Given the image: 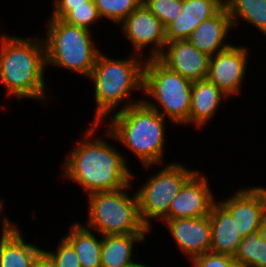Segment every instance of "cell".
Masks as SVG:
<instances>
[{
  "label": "cell",
  "instance_id": "cell-27",
  "mask_svg": "<svg viewBox=\"0 0 266 267\" xmlns=\"http://www.w3.org/2000/svg\"><path fill=\"white\" fill-rule=\"evenodd\" d=\"M56 262L57 267H81L73 245L63 236L55 251L45 250Z\"/></svg>",
  "mask_w": 266,
  "mask_h": 267
},
{
  "label": "cell",
  "instance_id": "cell-20",
  "mask_svg": "<svg viewBox=\"0 0 266 267\" xmlns=\"http://www.w3.org/2000/svg\"><path fill=\"white\" fill-rule=\"evenodd\" d=\"M146 234L102 235L101 267H123L135 261L134 245L145 242Z\"/></svg>",
  "mask_w": 266,
  "mask_h": 267
},
{
  "label": "cell",
  "instance_id": "cell-2",
  "mask_svg": "<svg viewBox=\"0 0 266 267\" xmlns=\"http://www.w3.org/2000/svg\"><path fill=\"white\" fill-rule=\"evenodd\" d=\"M34 37L0 34V82L10 97L46 103V48L43 37Z\"/></svg>",
  "mask_w": 266,
  "mask_h": 267
},
{
  "label": "cell",
  "instance_id": "cell-8",
  "mask_svg": "<svg viewBox=\"0 0 266 267\" xmlns=\"http://www.w3.org/2000/svg\"><path fill=\"white\" fill-rule=\"evenodd\" d=\"M197 171L188 169L180 162H171L148 176L140 189L136 190L141 220L150 231L153 219L161 222L168 220L171 202Z\"/></svg>",
  "mask_w": 266,
  "mask_h": 267
},
{
  "label": "cell",
  "instance_id": "cell-29",
  "mask_svg": "<svg viewBox=\"0 0 266 267\" xmlns=\"http://www.w3.org/2000/svg\"><path fill=\"white\" fill-rule=\"evenodd\" d=\"M90 0H53V18L64 19L71 11L72 7L87 6Z\"/></svg>",
  "mask_w": 266,
  "mask_h": 267
},
{
  "label": "cell",
  "instance_id": "cell-32",
  "mask_svg": "<svg viewBox=\"0 0 266 267\" xmlns=\"http://www.w3.org/2000/svg\"><path fill=\"white\" fill-rule=\"evenodd\" d=\"M258 234L266 243V219L262 222L261 227L258 229Z\"/></svg>",
  "mask_w": 266,
  "mask_h": 267
},
{
  "label": "cell",
  "instance_id": "cell-17",
  "mask_svg": "<svg viewBox=\"0 0 266 267\" xmlns=\"http://www.w3.org/2000/svg\"><path fill=\"white\" fill-rule=\"evenodd\" d=\"M0 232V267H33L42 249L25 241L16 223H2Z\"/></svg>",
  "mask_w": 266,
  "mask_h": 267
},
{
  "label": "cell",
  "instance_id": "cell-18",
  "mask_svg": "<svg viewBox=\"0 0 266 267\" xmlns=\"http://www.w3.org/2000/svg\"><path fill=\"white\" fill-rule=\"evenodd\" d=\"M227 98L228 96L208 79L193 81L189 125L203 129V126L215 117L223 99Z\"/></svg>",
  "mask_w": 266,
  "mask_h": 267
},
{
  "label": "cell",
  "instance_id": "cell-21",
  "mask_svg": "<svg viewBox=\"0 0 266 267\" xmlns=\"http://www.w3.org/2000/svg\"><path fill=\"white\" fill-rule=\"evenodd\" d=\"M64 237L73 245L81 267H101L102 235L100 239L95 231L88 229L81 222L69 225Z\"/></svg>",
  "mask_w": 266,
  "mask_h": 267
},
{
  "label": "cell",
  "instance_id": "cell-28",
  "mask_svg": "<svg viewBox=\"0 0 266 267\" xmlns=\"http://www.w3.org/2000/svg\"><path fill=\"white\" fill-rule=\"evenodd\" d=\"M190 262L192 267H241L233 256L213 252L198 255Z\"/></svg>",
  "mask_w": 266,
  "mask_h": 267
},
{
  "label": "cell",
  "instance_id": "cell-33",
  "mask_svg": "<svg viewBox=\"0 0 266 267\" xmlns=\"http://www.w3.org/2000/svg\"><path fill=\"white\" fill-rule=\"evenodd\" d=\"M123 267H151V266H149V265L147 266V265H144V264H142L140 262L134 261V262H132V263L126 265V266H123Z\"/></svg>",
  "mask_w": 266,
  "mask_h": 267
},
{
  "label": "cell",
  "instance_id": "cell-11",
  "mask_svg": "<svg viewBox=\"0 0 266 267\" xmlns=\"http://www.w3.org/2000/svg\"><path fill=\"white\" fill-rule=\"evenodd\" d=\"M249 51L245 46L232 44L210 57L207 79L228 97H238L242 93L250 59Z\"/></svg>",
  "mask_w": 266,
  "mask_h": 267
},
{
  "label": "cell",
  "instance_id": "cell-16",
  "mask_svg": "<svg viewBox=\"0 0 266 267\" xmlns=\"http://www.w3.org/2000/svg\"><path fill=\"white\" fill-rule=\"evenodd\" d=\"M232 29V20L224 6L216 15L198 25L187 40L199 51L214 56L232 45L226 42Z\"/></svg>",
  "mask_w": 266,
  "mask_h": 267
},
{
  "label": "cell",
  "instance_id": "cell-31",
  "mask_svg": "<svg viewBox=\"0 0 266 267\" xmlns=\"http://www.w3.org/2000/svg\"><path fill=\"white\" fill-rule=\"evenodd\" d=\"M4 201L0 198V217H2L3 216V218H0V219H2V220H0L1 221V223H13V221H11L7 216H6V214L5 215H3L2 213V210H3V208H4Z\"/></svg>",
  "mask_w": 266,
  "mask_h": 267
},
{
  "label": "cell",
  "instance_id": "cell-19",
  "mask_svg": "<svg viewBox=\"0 0 266 267\" xmlns=\"http://www.w3.org/2000/svg\"><path fill=\"white\" fill-rule=\"evenodd\" d=\"M209 216L212 226L210 252L234 256L242 237L232 215L216 201Z\"/></svg>",
  "mask_w": 266,
  "mask_h": 267
},
{
  "label": "cell",
  "instance_id": "cell-15",
  "mask_svg": "<svg viewBox=\"0 0 266 267\" xmlns=\"http://www.w3.org/2000/svg\"><path fill=\"white\" fill-rule=\"evenodd\" d=\"M224 6V0H183L182 11L165 28L167 42L188 39L198 25L216 15Z\"/></svg>",
  "mask_w": 266,
  "mask_h": 267
},
{
  "label": "cell",
  "instance_id": "cell-7",
  "mask_svg": "<svg viewBox=\"0 0 266 267\" xmlns=\"http://www.w3.org/2000/svg\"><path fill=\"white\" fill-rule=\"evenodd\" d=\"M132 184L88 195L87 225L82 224L101 235L148 234L150 230L139 214L137 193L129 194Z\"/></svg>",
  "mask_w": 266,
  "mask_h": 267
},
{
  "label": "cell",
  "instance_id": "cell-3",
  "mask_svg": "<svg viewBox=\"0 0 266 267\" xmlns=\"http://www.w3.org/2000/svg\"><path fill=\"white\" fill-rule=\"evenodd\" d=\"M110 117L107 118L110 121L105 122L108 128L103 133L104 136L129 149L146 169L165 163V124L169 120L143 100L111 114Z\"/></svg>",
  "mask_w": 266,
  "mask_h": 267
},
{
  "label": "cell",
  "instance_id": "cell-12",
  "mask_svg": "<svg viewBox=\"0 0 266 267\" xmlns=\"http://www.w3.org/2000/svg\"><path fill=\"white\" fill-rule=\"evenodd\" d=\"M208 178L197 171L171 202L168 219L197 218L210 215L217 201Z\"/></svg>",
  "mask_w": 266,
  "mask_h": 267
},
{
  "label": "cell",
  "instance_id": "cell-6",
  "mask_svg": "<svg viewBox=\"0 0 266 267\" xmlns=\"http://www.w3.org/2000/svg\"><path fill=\"white\" fill-rule=\"evenodd\" d=\"M192 84V80L169 69L158 58L145 60L142 93L147 99L143 101L174 125H189ZM149 96L153 100H148Z\"/></svg>",
  "mask_w": 266,
  "mask_h": 267
},
{
  "label": "cell",
  "instance_id": "cell-26",
  "mask_svg": "<svg viewBox=\"0 0 266 267\" xmlns=\"http://www.w3.org/2000/svg\"><path fill=\"white\" fill-rule=\"evenodd\" d=\"M94 0L87 2V6L72 7V11L63 19L66 23L92 31V26L101 20Z\"/></svg>",
  "mask_w": 266,
  "mask_h": 267
},
{
  "label": "cell",
  "instance_id": "cell-10",
  "mask_svg": "<svg viewBox=\"0 0 266 267\" xmlns=\"http://www.w3.org/2000/svg\"><path fill=\"white\" fill-rule=\"evenodd\" d=\"M233 217L242 238L258 233L266 219V188L251 186L236 190L232 196L217 200Z\"/></svg>",
  "mask_w": 266,
  "mask_h": 267
},
{
  "label": "cell",
  "instance_id": "cell-23",
  "mask_svg": "<svg viewBox=\"0 0 266 267\" xmlns=\"http://www.w3.org/2000/svg\"><path fill=\"white\" fill-rule=\"evenodd\" d=\"M233 257L241 267H266V243L258 233L246 236Z\"/></svg>",
  "mask_w": 266,
  "mask_h": 267
},
{
  "label": "cell",
  "instance_id": "cell-1",
  "mask_svg": "<svg viewBox=\"0 0 266 267\" xmlns=\"http://www.w3.org/2000/svg\"><path fill=\"white\" fill-rule=\"evenodd\" d=\"M100 124L90 123L84 130V139L66 154L63 175L80 185L85 194L121 189L133 182L135 175L128 167L126 157L114 144L96 135ZM91 138V139H90Z\"/></svg>",
  "mask_w": 266,
  "mask_h": 267
},
{
  "label": "cell",
  "instance_id": "cell-14",
  "mask_svg": "<svg viewBox=\"0 0 266 267\" xmlns=\"http://www.w3.org/2000/svg\"><path fill=\"white\" fill-rule=\"evenodd\" d=\"M210 57L184 39L167 42L158 59L169 69L196 81L207 79Z\"/></svg>",
  "mask_w": 266,
  "mask_h": 267
},
{
  "label": "cell",
  "instance_id": "cell-5",
  "mask_svg": "<svg viewBox=\"0 0 266 267\" xmlns=\"http://www.w3.org/2000/svg\"><path fill=\"white\" fill-rule=\"evenodd\" d=\"M46 23V37L43 38L46 67L57 66L88 78L102 52L93 39V32L53 17Z\"/></svg>",
  "mask_w": 266,
  "mask_h": 267
},
{
  "label": "cell",
  "instance_id": "cell-30",
  "mask_svg": "<svg viewBox=\"0 0 266 267\" xmlns=\"http://www.w3.org/2000/svg\"><path fill=\"white\" fill-rule=\"evenodd\" d=\"M33 267H57L54 259L42 249L36 256Z\"/></svg>",
  "mask_w": 266,
  "mask_h": 267
},
{
  "label": "cell",
  "instance_id": "cell-22",
  "mask_svg": "<svg viewBox=\"0 0 266 267\" xmlns=\"http://www.w3.org/2000/svg\"><path fill=\"white\" fill-rule=\"evenodd\" d=\"M224 5L234 30L243 20L266 35V0H224Z\"/></svg>",
  "mask_w": 266,
  "mask_h": 267
},
{
  "label": "cell",
  "instance_id": "cell-24",
  "mask_svg": "<svg viewBox=\"0 0 266 267\" xmlns=\"http://www.w3.org/2000/svg\"><path fill=\"white\" fill-rule=\"evenodd\" d=\"M142 2L143 0H94L100 17L111 20L117 26Z\"/></svg>",
  "mask_w": 266,
  "mask_h": 267
},
{
  "label": "cell",
  "instance_id": "cell-25",
  "mask_svg": "<svg viewBox=\"0 0 266 267\" xmlns=\"http://www.w3.org/2000/svg\"><path fill=\"white\" fill-rule=\"evenodd\" d=\"M166 28L177 18L183 8V0H143L142 2Z\"/></svg>",
  "mask_w": 266,
  "mask_h": 267
},
{
  "label": "cell",
  "instance_id": "cell-4",
  "mask_svg": "<svg viewBox=\"0 0 266 267\" xmlns=\"http://www.w3.org/2000/svg\"><path fill=\"white\" fill-rule=\"evenodd\" d=\"M146 59L132 53L129 58L111 59L104 52L97 57L88 80L94 85L95 115L93 122L103 124L107 117L141 102L132 99V92H143V67ZM122 104V106H121ZM120 105V106H119Z\"/></svg>",
  "mask_w": 266,
  "mask_h": 267
},
{
  "label": "cell",
  "instance_id": "cell-13",
  "mask_svg": "<svg viewBox=\"0 0 266 267\" xmlns=\"http://www.w3.org/2000/svg\"><path fill=\"white\" fill-rule=\"evenodd\" d=\"M178 249L189 261L210 252L212 226L210 216L163 220Z\"/></svg>",
  "mask_w": 266,
  "mask_h": 267
},
{
  "label": "cell",
  "instance_id": "cell-9",
  "mask_svg": "<svg viewBox=\"0 0 266 267\" xmlns=\"http://www.w3.org/2000/svg\"><path fill=\"white\" fill-rule=\"evenodd\" d=\"M119 26L133 47L134 52L131 51V53L143 57L144 50L151 46L148 59H152L158 58L163 52L167 43L166 29L143 3L134 9Z\"/></svg>",
  "mask_w": 266,
  "mask_h": 267
}]
</instances>
